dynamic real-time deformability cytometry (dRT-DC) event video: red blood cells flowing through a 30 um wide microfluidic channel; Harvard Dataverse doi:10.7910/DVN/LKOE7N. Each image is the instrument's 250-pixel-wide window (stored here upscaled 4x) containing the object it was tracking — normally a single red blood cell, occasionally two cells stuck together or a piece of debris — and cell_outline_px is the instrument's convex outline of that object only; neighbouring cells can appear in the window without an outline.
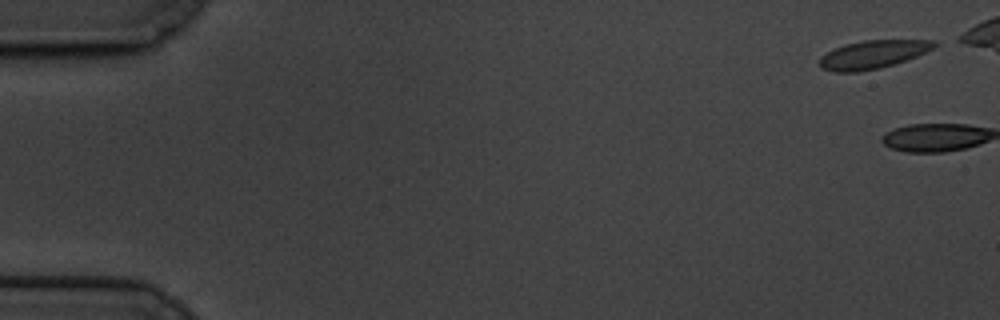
{"species": "common noctule bat (a hibernating species)", "species_latin": "Nyctalus noctula", "temperature_condition": "cold", "stored_images_in_passage": 3, "camera_frame_rate_fps": 3000, "um_per_image_px": 0.085, "animal": {"sex": "male", "body_mass_g": 19.5, "forearm_length_mm": 54.6}, "frame": {"image": 1, "passage_image": 2, "time_ms": 0.333, "image_size_px": [1000, 320], "cell_outline_px": [[936, 44], [932, 48], [916, 56], [880, 68], [856, 72], [836, 72], [820, 68], [820, 56], [844, 44], [864, 40], [936, 40]], "centroid_in_image_um": [74.15, 4.63], "position_along_channel_um": 10.9, "area_um2": 18.55}}